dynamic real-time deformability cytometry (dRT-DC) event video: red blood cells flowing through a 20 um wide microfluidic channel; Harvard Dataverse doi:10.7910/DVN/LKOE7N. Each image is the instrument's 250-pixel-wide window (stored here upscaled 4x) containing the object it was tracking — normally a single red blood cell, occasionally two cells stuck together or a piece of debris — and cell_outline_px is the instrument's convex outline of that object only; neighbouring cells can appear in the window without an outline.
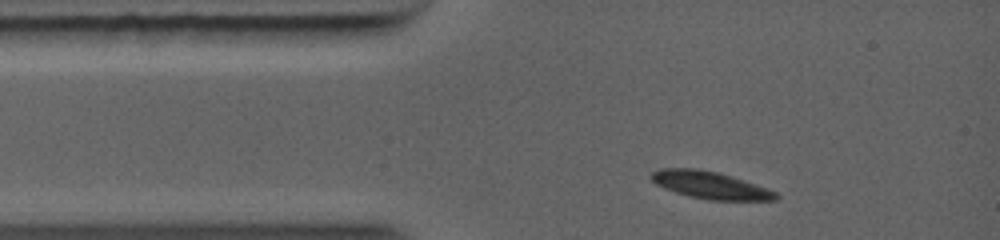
{"species": "common noctule bat (a hibernating species)", "species_latin": "Nyctalus noctula", "temperature_condition": "warm", "stored_images_in_passage": 21, "camera_frame_rate_fps": 5000, "um_per_image_px": 0.085, "animal": {"sex": "female", "body_mass_g": 19.0, "forearm_length_mm": 56.7}, "frame": {"image": 1, "passage_image": 2, "time_ms": 0.4, "image_size_px": [1000, 240], "cell_outline_px": [[780, 196], [776, 200], [708, 200], [688, 196], [664, 188], [656, 184], [648, 176], [652, 172], [660, 168], [696, 168], [716, 172], [732, 176], [768, 188], [776, 192]], "centroid_in_image_um": [60.36, 15.73], "position_along_channel_um": 24.6, "area_um2": 19.88}}
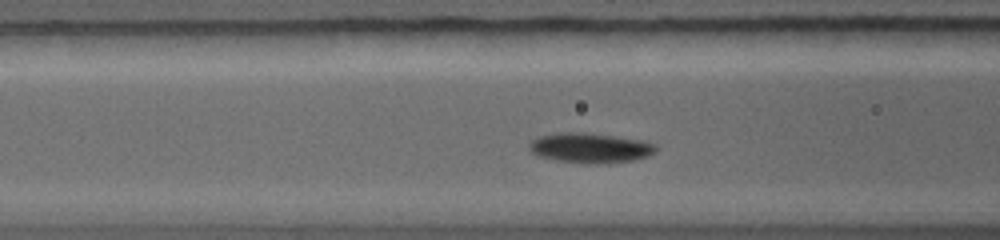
{"frame": {"image": 2, "passage_image": 10, "time_ms": 2.8, "image_size_px": [1000, 240], "cell_outline_px": [[656, 148], [648, 156], [632, 160], [608, 164], [588, 164], [560, 160], [540, 156], [532, 152], [528, 148], [528, 144], [532, 140], [540, 136], [556, 132], [584, 132], [648, 140], [656, 144]], "centroid_in_image_um": [50.19, 12.56], "position_along_channel_um": 116.4, "area_um2": 22.31}}
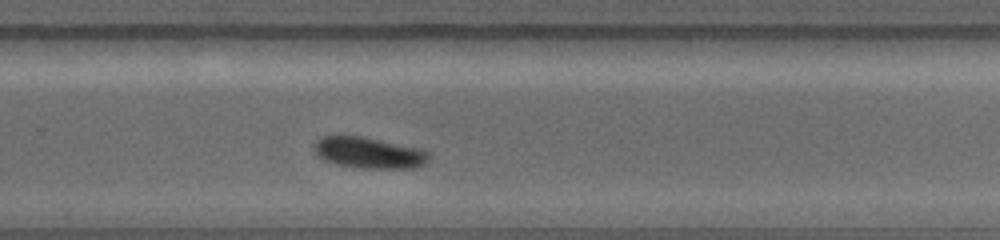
{"frame": {"image": 3, "passage_image": 21, "time_ms": 6.6, "image_size_px": [1000, 240], "cell_outline_px": [[428, 160], [424, 164], [416, 168], [360, 168], [336, 164], [324, 160], [316, 156], [312, 144], [316, 140], [324, 136], [336, 132], [360, 136], [424, 148], [428, 152]], "centroid_in_image_um": [31.29, 12.94], "position_along_channel_um": 298.5, "area_um2": 21.62}}